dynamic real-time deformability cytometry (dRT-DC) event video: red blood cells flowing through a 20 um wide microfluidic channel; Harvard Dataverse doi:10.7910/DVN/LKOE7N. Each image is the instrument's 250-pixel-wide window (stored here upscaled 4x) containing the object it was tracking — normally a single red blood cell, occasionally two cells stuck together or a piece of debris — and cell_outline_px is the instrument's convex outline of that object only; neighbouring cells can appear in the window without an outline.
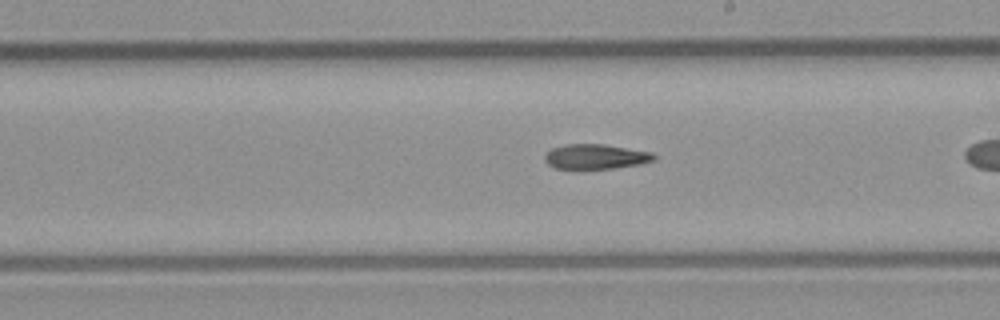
{"species": "common noctule bat (a hibernating species)", "species_latin": "Nyctalus noctula", "temperature_condition": "room temperature", "stored_images_in_passage": 24, "camera_frame_rate_fps": 3000, "um_per_image_px": 0.085, "animal": {"sex": "male", "body_mass_g": 23.1, "forearm_length_mm": 52.7}, "frame": {"image": 1, "passage_image": 14, "time_ms": 4.333, "image_size_px": [1000, 320], "cell_outline_px": [[656, 160], [640, 164], [612, 168], [576, 172], [556, 168], [548, 164], [544, 160], [544, 156], [552, 148], [564, 144], [604, 144], [652, 152], [656, 156]], "centroid_in_image_um": [50.59, 13.35], "position_along_channel_um": 238.4, "area_um2": 16.53}}
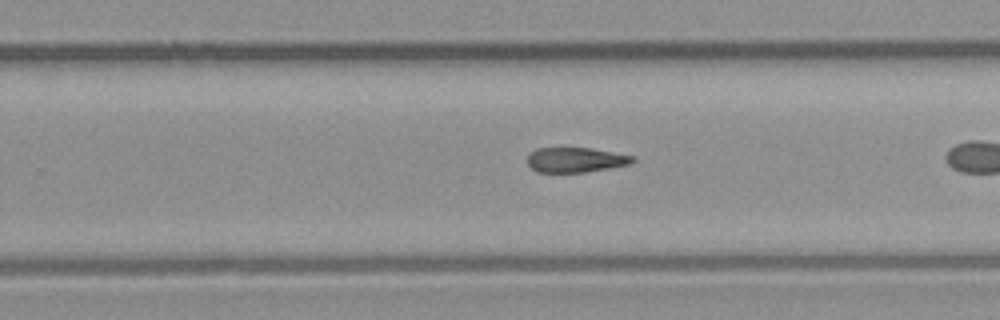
{"frame": {"image": 2, "passage_image": 17, "time_ms": 5.333, "image_size_px": [1000, 320], "cell_outline_px": [[636, 160], [628, 164], [608, 168], [584, 172], [536, 172], [528, 164], [528, 152], [536, 148], [588, 148], [636, 156]], "centroid_in_image_um": [48.9, 13.58], "position_along_channel_um": 280.9, "area_um2": 15.2}}